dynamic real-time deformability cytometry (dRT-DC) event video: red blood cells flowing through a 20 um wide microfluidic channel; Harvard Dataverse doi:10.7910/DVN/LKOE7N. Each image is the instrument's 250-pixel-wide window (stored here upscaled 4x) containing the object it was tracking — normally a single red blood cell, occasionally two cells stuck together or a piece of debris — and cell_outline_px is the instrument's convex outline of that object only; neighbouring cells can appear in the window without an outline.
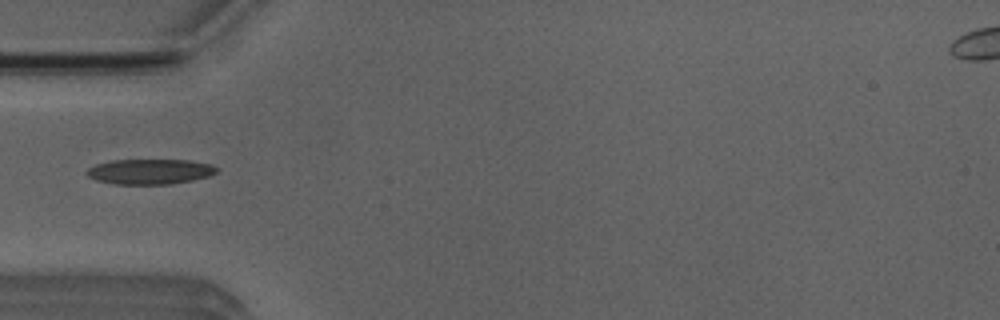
{"species": "Egyptian fruit bat (a non-hibernating species)", "species_latin": "Rousettus aegyptiacus", "temperature_condition": "room temperature", "stored_images_in_passage": 2, "camera_frame_rate_fps": 3000, "um_per_image_px": 0.085, "animal": {"sex": "male"}, "frame": {"image": 1, "passage_image": 2, "time_ms": 1.0, "image_size_px": [1000, 320], "cell_outline_px": [[220, 168], [216, 172], [208, 176], [192, 180], [172, 184], [112, 184], [96, 180], [88, 176], [84, 172], [88, 168], [96, 164], [112, 160], [188, 160], [212, 164]], "centroid_in_image_um": [12.73, 14.58], "position_along_channel_um": 72.3, "area_um2": 19.19}}